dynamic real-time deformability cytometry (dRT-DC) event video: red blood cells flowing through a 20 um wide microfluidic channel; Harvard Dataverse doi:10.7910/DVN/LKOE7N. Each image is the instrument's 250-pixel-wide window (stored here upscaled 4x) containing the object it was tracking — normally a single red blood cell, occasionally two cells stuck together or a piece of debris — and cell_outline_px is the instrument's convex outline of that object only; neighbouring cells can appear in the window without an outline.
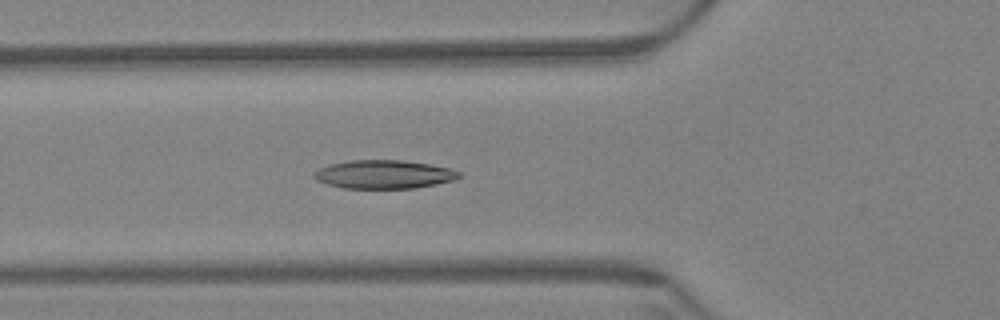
{"species": "Egyptian fruit bat (a non-hibernating species)", "species_latin": "Rousettus aegyptiacus", "temperature_condition": "warm", "stored_images_in_passage": 61, "camera_frame_rate_fps": 3000, "um_per_image_px": 0.085, "animal": {"sex": "female"}, "frame": {"image": 1, "passage_image": 22, "time_ms": 7.0, "image_size_px": [1000, 320], "cell_outline_px": [[460, 176], [456, 180], [416, 188], [344, 188], [328, 184], [316, 180], [312, 176], [312, 172], [328, 164], [348, 160], [400, 160], [432, 164], [448, 168], [460, 172]], "centroid_in_image_um": [32.61, 14.81], "position_along_channel_um": 93.2, "area_um2": 24.22}}
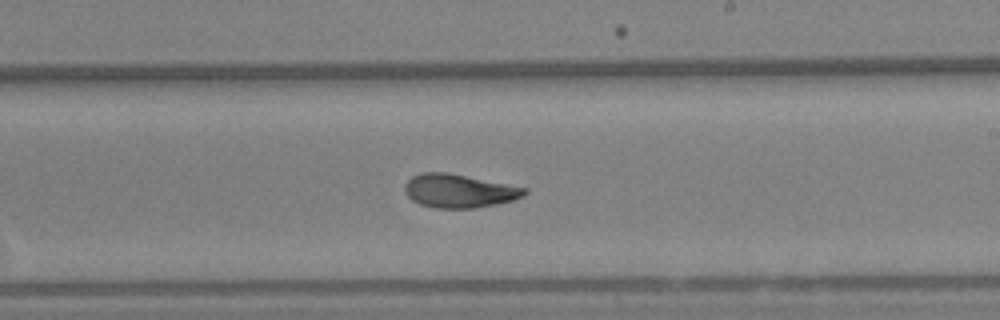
{"frame": {"image": 2, "passage_image": 36, "time_ms": 11.667, "image_size_px": [1000, 320], "cell_outline_px": [[528, 192], [524, 196], [512, 200], [496, 204], [476, 208], [436, 208], [420, 204], [412, 200], [404, 192], [404, 184], [412, 176], [424, 172], [448, 172], [528, 188]], "centroid_in_image_um": [39.02, 16.22], "position_along_channel_um": 250.0, "area_um2": 23.47}}
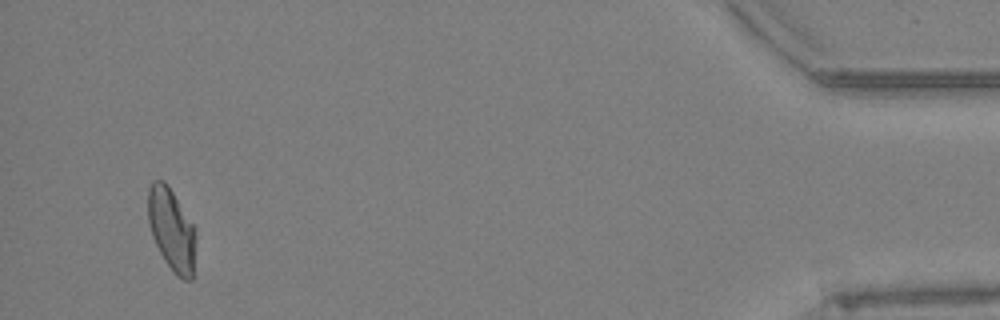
{"frame": {"image": 3, "passage_image": 58, "time_ms": 19.0, "image_size_px": [1000, 320], "cell_outline_px": [[196, 236], [192, 280], [184, 280], [176, 276], [172, 272], [164, 260], [152, 236], [148, 224], [148, 188], [152, 180], [164, 180], [168, 184], [192, 224], [196, 232]], "centroid_in_image_um": [14.57, 19.52], "position_along_channel_um": 420.6, "area_um2": 23.0}, "authors_computed_cell_mechanics": {"area_um2": 23.698, "velocity_mm_per_s": 3.3684, "shape_relaxation_time_tau1_ms": 11.0986, "shape_relaxation_time_tau2_ms": 2.9253, "deformation_change_tau1": 0.2489, "deformation_change_tau2": 0.0872}}